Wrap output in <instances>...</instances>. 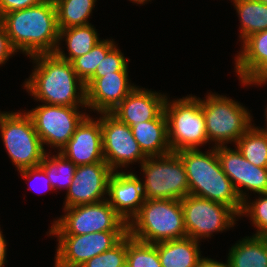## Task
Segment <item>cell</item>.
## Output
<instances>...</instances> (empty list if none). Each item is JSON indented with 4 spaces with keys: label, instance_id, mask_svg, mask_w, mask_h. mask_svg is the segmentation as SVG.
I'll return each mask as SVG.
<instances>
[{
    "label": "cell",
    "instance_id": "cell-43",
    "mask_svg": "<svg viewBox=\"0 0 267 267\" xmlns=\"http://www.w3.org/2000/svg\"><path fill=\"white\" fill-rule=\"evenodd\" d=\"M259 1H261V2H263V3H265V4H267V0H259Z\"/></svg>",
    "mask_w": 267,
    "mask_h": 267
},
{
    "label": "cell",
    "instance_id": "cell-6",
    "mask_svg": "<svg viewBox=\"0 0 267 267\" xmlns=\"http://www.w3.org/2000/svg\"><path fill=\"white\" fill-rule=\"evenodd\" d=\"M164 112L172 152L199 149L209 143L199 97L189 94V96L170 101L167 95Z\"/></svg>",
    "mask_w": 267,
    "mask_h": 267
},
{
    "label": "cell",
    "instance_id": "cell-17",
    "mask_svg": "<svg viewBox=\"0 0 267 267\" xmlns=\"http://www.w3.org/2000/svg\"><path fill=\"white\" fill-rule=\"evenodd\" d=\"M93 119L89 114L76 127L67 144L59 151L76 166L105 162L103 156L101 113Z\"/></svg>",
    "mask_w": 267,
    "mask_h": 267
},
{
    "label": "cell",
    "instance_id": "cell-38",
    "mask_svg": "<svg viewBox=\"0 0 267 267\" xmlns=\"http://www.w3.org/2000/svg\"><path fill=\"white\" fill-rule=\"evenodd\" d=\"M197 267H230V266L227 260L226 263H223L208 257H202L198 262Z\"/></svg>",
    "mask_w": 267,
    "mask_h": 267
},
{
    "label": "cell",
    "instance_id": "cell-29",
    "mask_svg": "<svg viewBox=\"0 0 267 267\" xmlns=\"http://www.w3.org/2000/svg\"><path fill=\"white\" fill-rule=\"evenodd\" d=\"M113 39H102L88 53L75 58L71 63L77 76L86 83L95 73L97 65L115 45Z\"/></svg>",
    "mask_w": 267,
    "mask_h": 267
},
{
    "label": "cell",
    "instance_id": "cell-18",
    "mask_svg": "<svg viewBox=\"0 0 267 267\" xmlns=\"http://www.w3.org/2000/svg\"><path fill=\"white\" fill-rule=\"evenodd\" d=\"M141 180L133 172L113 171L108 181L107 201L127 224L146 200Z\"/></svg>",
    "mask_w": 267,
    "mask_h": 267
},
{
    "label": "cell",
    "instance_id": "cell-42",
    "mask_svg": "<svg viewBox=\"0 0 267 267\" xmlns=\"http://www.w3.org/2000/svg\"><path fill=\"white\" fill-rule=\"evenodd\" d=\"M118 267H128V264H127V262H125L124 264H122V265H120Z\"/></svg>",
    "mask_w": 267,
    "mask_h": 267
},
{
    "label": "cell",
    "instance_id": "cell-23",
    "mask_svg": "<svg viewBox=\"0 0 267 267\" xmlns=\"http://www.w3.org/2000/svg\"><path fill=\"white\" fill-rule=\"evenodd\" d=\"M98 31L92 24L84 26H74L66 29H59L58 45L54 54L70 63L77 57L88 53L101 38L98 37ZM100 38V39H99ZM62 41H65L68 55L62 49Z\"/></svg>",
    "mask_w": 267,
    "mask_h": 267
},
{
    "label": "cell",
    "instance_id": "cell-15",
    "mask_svg": "<svg viewBox=\"0 0 267 267\" xmlns=\"http://www.w3.org/2000/svg\"><path fill=\"white\" fill-rule=\"evenodd\" d=\"M112 173L113 170L106 162L78 165L73 181L66 191L64 207L92 204L106 200L108 181Z\"/></svg>",
    "mask_w": 267,
    "mask_h": 267
},
{
    "label": "cell",
    "instance_id": "cell-24",
    "mask_svg": "<svg viewBox=\"0 0 267 267\" xmlns=\"http://www.w3.org/2000/svg\"><path fill=\"white\" fill-rule=\"evenodd\" d=\"M230 267H267V237L246 236L227 255Z\"/></svg>",
    "mask_w": 267,
    "mask_h": 267
},
{
    "label": "cell",
    "instance_id": "cell-12",
    "mask_svg": "<svg viewBox=\"0 0 267 267\" xmlns=\"http://www.w3.org/2000/svg\"><path fill=\"white\" fill-rule=\"evenodd\" d=\"M128 231H103L57 237L54 267H80L94 256L115 246Z\"/></svg>",
    "mask_w": 267,
    "mask_h": 267
},
{
    "label": "cell",
    "instance_id": "cell-11",
    "mask_svg": "<svg viewBox=\"0 0 267 267\" xmlns=\"http://www.w3.org/2000/svg\"><path fill=\"white\" fill-rule=\"evenodd\" d=\"M80 107L40 104L26 113L32 119L42 145L58 149L59 152L69 141L76 127L88 115Z\"/></svg>",
    "mask_w": 267,
    "mask_h": 267
},
{
    "label": "cell",
    "instance_id": "cell-33",
    "mask_svg": "<svg viewBox=\"0 0 267 267\" xmlns=\"http://www.w3.org/2000/svg\"><path fill=\"white\" fill-rule=\"evenodd\" d=\"M129 59L115 44L106 54L105 58L97 65L96 71L92 77H102L103 74H113L118 71H128Z\"/></svg>",
    "mask_w": 267,
    "mask_h": 267
},
{
    "label": "cell",
    "instance_id": "cell-36",
    "mask_svg": "<svg viewBox=\"0 0 267 267\" xmlns=\"http://www.w3.org/2000/svg\"><path fill=\"white\" fill-rule=\"evenodd\" d=\"M17 51L12 46L3 24L0 21V66L5 65Z\"/></svg>",
    "mask_w": 267,
    "mask_h": 267
},
{
    "label": "cell",
    "instance_id": "cell-34",
    "mask_svg": "<svg viewBox=\"0 0 267 267\" xmlns=\"http://www.w3.org/2000/svg\"><path fill=\"white\" fill-rule=\"evenodd\" d=\"M44 1L45 0H0V17L11 11L39 5Z\"/></svg>",
    "mask_w": 267,
    "mask_h": 267
},
{
    "label": "cell",
    "instance_id": "cell-27",
    "mask_svg": "<svg viewBox=\"0 0 267 267\" xmlns=\"http://www.w3.org/2000/svg\"><path fill=\"white\" fill-rule=\"evenodd\" d=\"M242 156L257 167L267 168V133L253 124L235 143Z\"/></svg>",
    "mask_w": 267,
    "mask_h": 267
},
{
    "label": "cell",
    "instance_id": "cell-4",
    "mask_svg": "<svg viewBox=\"0 0 267 267\" xmlns=\"http://www.w3.org/2000/svg\"><path fill=\"white\" fill-rule=\"evenodd\" d=\"M128 234L152 244L186 237L181 200H145L139 213L128 224Z\"/></svg>",
    "mask_w": 267,
    "mask_h": 267
},
{
    "label": "cell",
    "instance_id": "cell-20",
    "mask_svg": "<svg viewBox=\"0 0 267 267\" xmlns=\"http://www.w3.org/2000/svg\"><path fill=\"white\" fill-rule=\"evenodd\" d=\"M130 128L140 149L147 157L162 156L172 152L164 110L155 119L139 122Z\"/></svg>",
    "mask_w": 267,
    "mask_h": 267
},
{
    "label": "cell",
    "instance_id": "cell-25",
    "mask_svg": "<svg viewBox=\"0 0 267 267\" xmlns=\"http://www.w3.org/2000/svg\"><path fill=\"white\" fill-rule=\"evenodd\" d=\"M240 21L239 39L267 29V4L259 0H231Z\"/></svg>",
    "mask_w": 267,
    "mask_h": 267
},
{
    "label": "cell",
    "instance_id": "cell-31",
    "mask_svg": "<svg viewBox=\"0 0 267 267\" xmlns=\"http://www.w3.org/2000/svg\"><path fill=\"white\" fill-rule=\"evenodd\" d=\"M247 216L252 221L254 228L257 229L254 236L267 237V193L259 194L258 199L243 201L242 210L239 218Z\"/></svg>",
    "mask_w": 267,
    "mask_h": 267
},
{
    "label": "cell",
    "instance_id": "cell-3",
    "mask_svg": "<svg viewBox=\"0 0 267 267\" xmlns=\"http://www.w3.org/2000/svg\"><path fill=\"white\" fill-rule=\"evenodd\" d=\"M184 149L176 152L182 159L189 183V194L219 202L232 208L238 215L242 200L232 181L222 170L215 147L207 152Z\"/></svg>",
    "mask_w": 267,
    "mask_h": 267
},
{
    "label": "cell",
    "instance_id": "cell-13",
    "mask_svg": "<svg viewBox=\"0 0 267 267\" xmlns=\"http://www.w3.org/2000/svg\"><path fill=\"white\" fill-rule=\"evenodd\" d=\"M103 156L113 171L127 168L147 159L135 140L130 126L120 122L111 113H101Z\"/></svg>",
    "mask_w": 267,
    "mask_h": 267
},
{
    "label": "cell",
    "instance_id": "cell-35",
    "mask_svg": "<svg viewBox=\"0 0 267 267\" xmlns=\"http://www.w3.org/2000/svg\"><path fill=\"white\" fill-rule=\"evenodd\" d=\"M18 172L26 181L28 180L29 182L33 181L34 179H36L37 181L38 179H42V183H43V179H44V183H43L45 186L44 188H47V190L46 189L45 190L46 191H49V190L51 191L52 189L54 190V188L51 186L49 178L46 175V172L40 166L25 168V169L19 170ZM32 185L30 184L29 189H32Z\"/></svg>",
    "mask_w": 267,
    "mask_h": 267
},
{
    "label": "cell",
    "instance_id": "cell-14",
    "mask_svg": "<svg viewBox=\"0 0 267 267\" xmlns=\"http://www.w3.org/2000/svg\"><path fill=\"white\" fill-rule=\"evenodd\" d=\"M215 150L222 170L232 181L242 202L248 199L246 192L249 190L257 194L267 193V168L250 163L236 147L216 146Z\"/></svg>",
    "mask_w": 267,
    "mask_h": 267
},
{
    "label": "cell",
    "instance_id": "cell-40",
    "mask_svg": "<svg viewBox=\"0 0 267 267\" xmlns=\"http://www.w3.org/2000/svg\"><path fill=\"white\" fill-rule=\"evenodd\" d=\"M267 106V105H266ZM265 120H266V127L265 128H260L259 126L257 127V126H255L257 129H259V130H261V131H263V132H266L267 133V107H266V109H265Z\"/></svg>",
    "mask_w": 267,
    "mask_h": 267
},
{
    "label": "cell",
    "instance_id": "cell-37",
    "mask_svg": "<svg viewBox=\"0 0 267 267\" xmlns=\"http://www.w3.org/2000/svg\"><path fill=\"white\" fill-rule=\"evenodd\" d=\"M265 84H267V62L247 82H242L245 87L248 85H260L261 87V85L265 86Z\"/></svg>",
    "mask_w": 267,
    "mask_h": 267
},
{
    "label": "cell",
    "instance_id": "cell-21",
    "mask_svg": "<svg viewBox=\"0 0 267 267\" xmlns=\"http://www.w3.org/2000/svg\"><path fill=\"white\" fill-rule=\"evenodd\" d=\"M242 43L234 58L240 83L247 82L267 62V29L250 35Z\"/></svg>",
    "mask_w": 267,
    "mask_h": 267
},
{
    "label": "cell",
    "instance_id": "cell-28",
    "mask_svg": "<svg viewBox=\"0 0 267 267\" xmlns=\"http://www.w3.org/2000/svg\"><path fill=\"white\" fill-rule=\"evenodd\" d=\"M51 153H46L39 166L46 172L54 189L62 190L64 188L67 191L73 181L77 166L59 152L55 155H51Z\"/></svg>",
    "mask_w": 267,
    "mask_h": 267
},
{
    "label": "cell",
    "instance_id": "cell-39",
    "mask_svg": "<svg viewBox=\"0 0 267 267\" xmlns=\"http://www.w3.org/2000/svg\"><path fill=\"white\" fill-rule=\"evenodd\" d=\"M2 233L3 232L0 228V267H4L5 263L7 262V260H5L7 254V242Z\"/></svg>",
    "mask_w": 267,
    "mask_h": 267
},
{
    "label": "cell",
    "instance_id": "cell-22",
    "mask_svg": "<svg viewBox=\"0 0 267 267\" xmlns=\"http://www.w3.org/2000/svg\"><path fill=\"white\" fill-rule=\"evenodd\" d=\"M158 256L162 267H197L203 257L200 241L191 237L157 243Z\"/></svg>",
    "mask_w": 267,
    "mask_h": 267
},
{
    "label": "cell",
    "instance_id": "cell-8",
    "mask_svg": "<svg viewBox=\"0 0 267 267\" xmlns=\"http://www.w3.org/2000/svg\"><path fill=\"white\" fill-rule=\"evenodd\" d=\"M140 166L145 178L142 185L146 200H181L189 195L185 167L176 152L147 157Z\"/></svg>",
    "mask_w": 267,
    "mask_h": 267
},
{
    "label": "cell",
    "instance_id": "cell-32",
    "mask_svg": "<svg viewBox=\"0 0 267 267\" xmlns=\"http://www.w3.org/2000/svg\"><path fill=\"white\" fill-rule=\"evenodd\" d=\"M127 235L111 249L94 256L80 267H118L126 262Z\"/></svg>",
    "mask_w": 267,
    "mask_h": 267
},
{
    "label": "cell",
    "instance_id": "cell-7",
    "mask_svg": "<svg viewBox=\"0 0 267 267\" xmlns=\"http://www.w3.org/2000/svg\"><path fill=\"white\" fill-rule=\"evenodd\" d=\"M0 132L5 150L18 171L40 165L47 150L25 111H0Z\"/></svg>",
    "mask_w": 267,
    "mask_h": 267
},
{
    "label": "cell",
    "instance_id": "cell-5",
    "mask_svg": "<svg viewBox=\"0 0 267 267\" xmlns=\"http://www.w3.org/2000/svg\"><path fill=\"white\" fill-rule=\"evenodd\" d=\"M205 97L204 100L200 98V103L208 142L214 147L235 144L253 125L250 111L226 95L210 92Z\"/></svg>",
    "mask_w": 267,
    "mask_h": 267
},
{
    "label": "cell",
    "instance_id": "cell-26",
    "mask_svg": "<svg viewBox=\"0 0 267 267\" xmlns=\"http://www.w3.org/2000/svg\"><path fill=\"white\" fill-rule=\"evenodd\" d=\"M59 29L91 24L88 18L92 15L96 0H54Z\"/></svg>",
    "mask_w": 267,
    "mask_h": 267
},
{
    "label": "cell",
    "instance_id": "cell-41",
    "mask_svg": "<svg viewBox=\"0 0 267 267\" xmlns=\"http://www.w3.org/2000/svg\"><path fill=\"white\" fill-rule=\"evenodd\" d=\"M129 1H132V3L144 5L145 3H148L150 0H129Z\"/></svg>",
    "mask_w": 267,
    "mask_h": 267
},
{
    "label": "cell",
    "instance_id": "cell-1",
    "mask_svg": "<svg viewBox=\"0 0 267 267\" xmlns=\"http://www.w3.org/2000/svg\"><path fill=\"white\" fill-rule=\"evenodd\" d=\"M34 66L24 88L37 102L48 105L86 107V86L72 63L52 54L30 57Z\"/></svg>",
    "mask_w": 267,
    "mask_h": 267
},
{
    "label": "cell",
    "instance_id": "cell-9",
    "mask_svg": "<svg viewBox=\"0 0 267 267\" xmlns=\"http://www.w3.org/2000/svg\"><path fill=\"white\" fill-rule=\"evenodd\" d=\"M64 214L54 219L48 235H82L103 231H128L126 221L106 200L64 207Z\"/></svg>",
    "mask_w": 267,
    "mask_h": 267
},
{
    "label": "cell",
    "instance_id": "cell-16",
    "mask_svg": "<svg viewBox=\"0 0 267 267\" xmlns=\"http://www.w3.org/2000/svg\"><path fill=\"white\" fill-rule=\"evenodd\" d=\"M128 71L91 77L86 83V107L96 113H110L136 87L129 82Z\"/></svg>",
    "mask_w": 267,
    "mask_h": 267
},
{
    "label": "cell",
    "instance_id": "cell-19",
    "mask_svg": "<svg viewBox=\"0 0 267 267\" xmlns=\"http://www.w3.org/2000/svg\"><path fill=\"white\" fill-rule=\"evenodd\" d=\"M166 95L136 86L110 113L128 126L155 119L163 110Z\"/></svg>",
    "mask_w": 267,
    "mask_h": 267
},
{
    "label": "cell",
    "instance_id": "cell-30",
    "mask_svg": "<svg viewBox=\"0 0 267 267\" xmlns=\"http://www.w3.org/2000/svg\"><path fill=\"white\" fill-rule=\"evenodd\" d=\"M128 267H162L158 256L157 243H145L127 234Z\"/></svg>",
    "mask_w": 267,
    "mask_h": 267
},
{
    "label": "cell",
    "instance_id": "cell-2",
    "mask_svg": "<svg viewBox=\"0 0 267 267\" xmlns=\"http://www.w3.org/2000/svg\"><path fill=\"white\" fill-rule=\"evenodd\" d=\"M0 21L17 52L29 57L55 52L59 28L53 0L3 14Z\"/></svg>",
    "mask_w": 267,
    "mask_h": 267
},
{
    "label": "cell",
    "instance_id": "cell-10",
    "mask_svg": "<svg viewBox=\"0 0 267 267\" xmlns=\"http://www.w3.org/2000/svg\"><path fill=\"white\" fill-rule=\"evenodd\" d=\"M186 234L194 240L209 238L214 232L233 228L239 215L230 207L189 194L181 199Z\"/></svg>",
    "mask_w": 267,
    "mask_h": 267
}]
</instances>
